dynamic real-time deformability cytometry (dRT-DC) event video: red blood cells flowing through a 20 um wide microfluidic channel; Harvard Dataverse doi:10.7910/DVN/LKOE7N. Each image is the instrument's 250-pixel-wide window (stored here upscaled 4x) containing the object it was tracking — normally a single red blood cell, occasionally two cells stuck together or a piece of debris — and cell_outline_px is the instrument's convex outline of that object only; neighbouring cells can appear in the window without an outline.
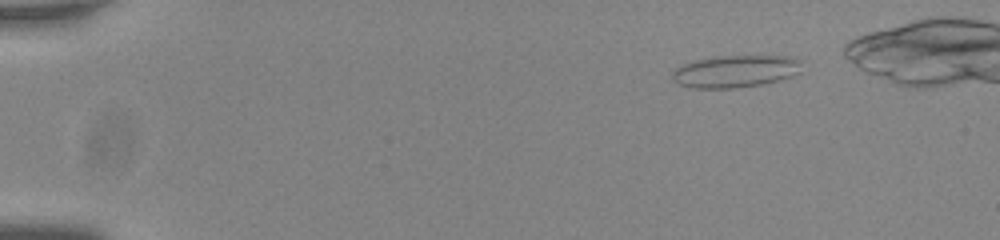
{"species": "common noctule bat (a hibernating species)", "species_latin": "Nyctalus noctula", "temperature_condition": "room temperature", "stored_images_in_passage": 46, "camera_frame_rate_fps": 3000, "um_per_image_px": 0.085, "animal": {"sex": "male", "body_mass_g": 20.0, "forearm_length_mm": 53.3}, "frame": {"image": 1, "passage_image": 2, "time_ms": 0.333, "image_size_px": [1000, 240], "cell_outline_px": [[804, 60], [800, 72], [776, 80], [760, 84], [732, 88], [692, 88], [680, 84], [672, 80], [672, 72], [680, 64], [696, 60], [716, 56], [788, 56]], "centroid_in_image_um": [62.49, 6.04], "position_along_channel_um": 22.5, "area_um2": 24.28}}
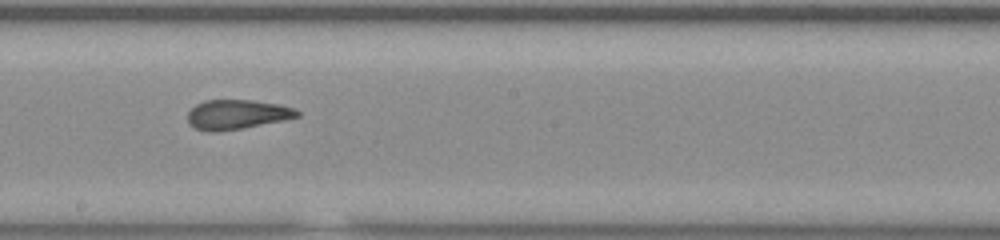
{"frame": {"image": 2, "passage_image": 27, "time_ms": 8.667, "image_size_px": [1000, 240], "cell_outline_px": [[300, 116], [284, 120], [240, 128], [212, 132], [208, 132], [192, 128], [188, 124], [188, 112], [196, 104], [204, 100], [252, 100], [280, 104], [296, 108], [300, 112]], "centroid_in_image_um": [20.13, 9.72], "position_along_channel_um": 228.1, "area_um2": 18.96}}
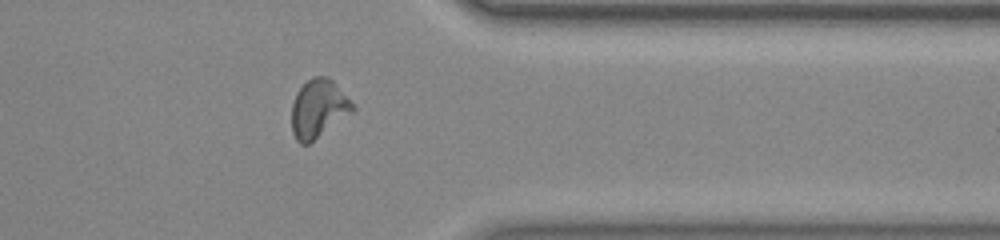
{"frame": {"image": 3, "passage_image": 40, "time_ms": 13.0, "image_size_px": [1000, 240], "cell_outline_px": [[356, 108], [352, 112], [308, 144], [300, 144], [296, 140], [292, 132], [292, 104], [296, 92], [312, 76], [324, 76], [332, 80]], "centroid_in_image_um": [27.03, 9.24], "position_along_channel_um": 384.4, "area_um2": 20.29}}